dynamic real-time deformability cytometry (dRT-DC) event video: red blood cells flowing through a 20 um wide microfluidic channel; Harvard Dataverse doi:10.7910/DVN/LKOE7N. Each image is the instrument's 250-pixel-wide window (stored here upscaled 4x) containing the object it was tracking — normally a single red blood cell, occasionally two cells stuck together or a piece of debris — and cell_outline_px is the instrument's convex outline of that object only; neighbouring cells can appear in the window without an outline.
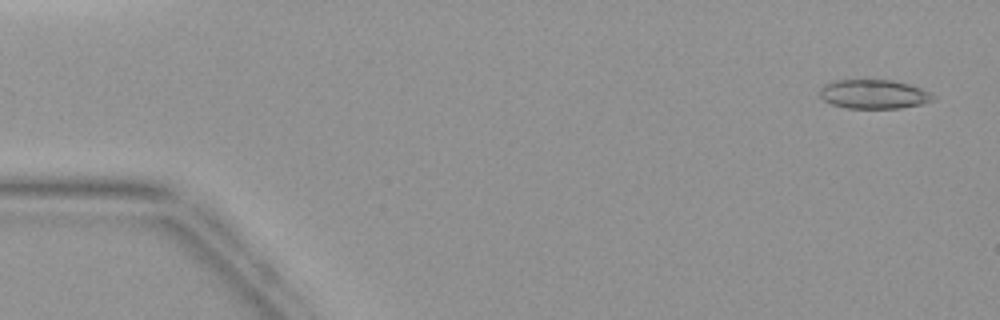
{"species": "common noctule bat (a hibernating species)", "species_latin": "Nyctalus noctula", "temperature_condition": "warm", "stored_images_in_passage": 44, "camera_frame_rate_fps": 3000, "um_per_image_px": 0.085, "animal": {"sex": "female", "body_mass_g": 19.9}, "frame": {"image": 1, "passage_image": 2, "time_ms": 0.333, "image_size_px": [1000, 320], "cell_outline_px": [[936, 96], [932, 100], [920, 104], [900, 108], [844, 108], [832, 104], [824, 100], [820, 96], [820, 88], [824, 84], [836, 80], [892, 80], [908, 84], [920, 88]], "centroid_in_image_um": [74.24, 8.0], "position_along_channel_um": 10.8, "area_um2": 19.07}}
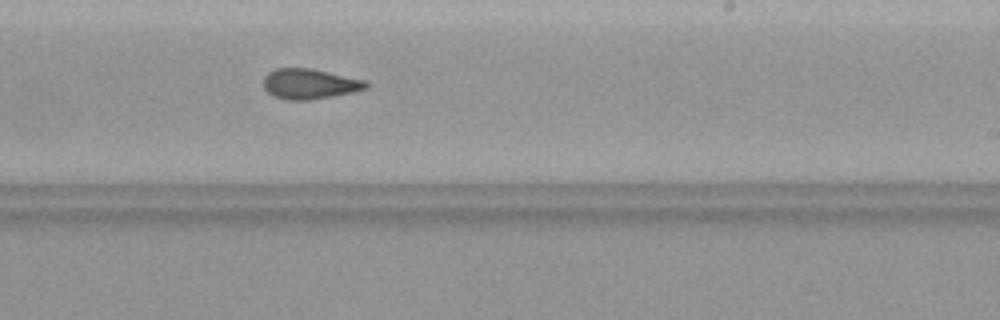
{"frame": {"image": 2, "passage_image": 27, "time_ms": 8.667, "image_size_px": [1000, 320], "cell_outline_px": [[368, 88], [352, 92], [332, 96], [308, 100], [288, 100], [272, 96], [264, 88], [264, 76], [268, 72], [276, 68], [312, 68], [368, 80]], "centroid_in_image_um": [26.33, 7.12], "position_along_channel_um": 262.7, "area_um2": 18.26}}
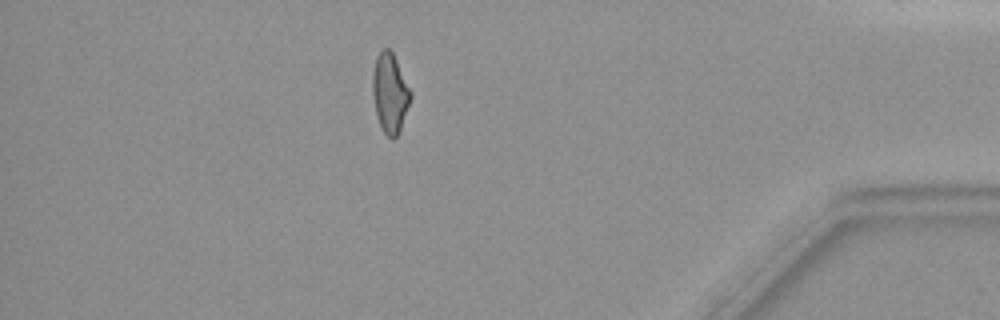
{"frame": {"image": 3, "passage_image": 39, "time_ms": 12.667, "image_size_px": [1000, 320], "cell_outline_px": [[412, 96], [400, 132], [392, 140], [380, 128], [376, 116], [372, 92], [372, 72], [376, 56], [384, 48], [388, 48], [392, 52], [412, 92]], "centroid_in_image_um": [33.14, 7.94], "position_along_channel_um": 402.1, "area_um2": 17.8}}